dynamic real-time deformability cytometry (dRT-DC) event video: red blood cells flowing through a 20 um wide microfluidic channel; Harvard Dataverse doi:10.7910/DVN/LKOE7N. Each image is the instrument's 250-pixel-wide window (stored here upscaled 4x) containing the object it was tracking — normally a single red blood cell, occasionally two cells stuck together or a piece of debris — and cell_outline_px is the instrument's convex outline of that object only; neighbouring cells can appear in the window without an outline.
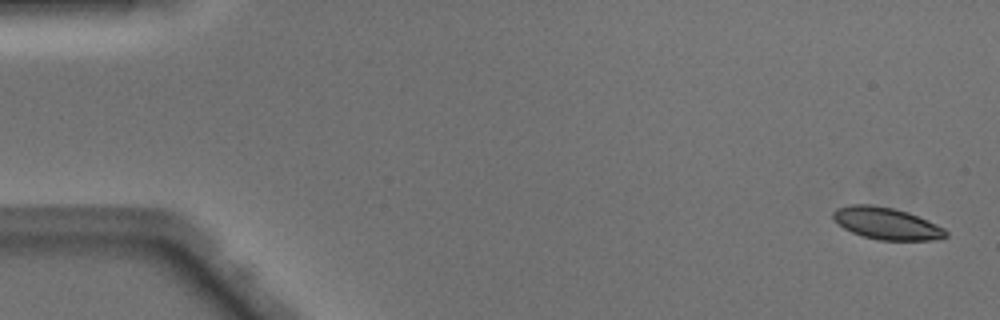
{"species": "Egyptian fruit bat (a non-hibernating species)", "species_latin": "Rousettus aegyptiacus", "temperature_condition": "warm", "stored_images_in_passage": 51, "camera_frame_rate_fps": 3000, "um_per_image_px": 0.085, "animal": {"sex": "male"}, "frame": {"image": 1, "passage_image": 2, "time_ms": 0.333, "image_size_px": [1000, 320], "cell_outline_px": [[948, 236], [932, 240], [880, 240], [864, 236], [852, 232], [844, 228], [832, 216], [832, 212], [836, 208], [852, 204], [872, 204], [892, 208], [908, 212], [936, 224], [944, 228], [948, 232]], "centroid_in_image_um": [75.36, 18.98], "position_along_channel_um": 9.6, "area_um2": 20.81}}
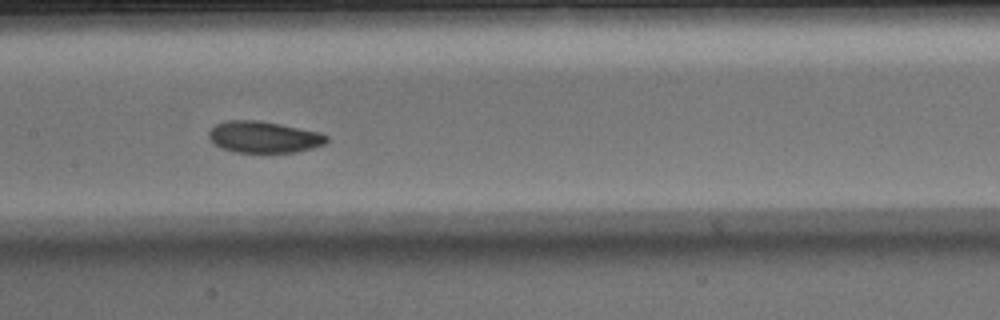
{"frame": {"image": 2, "passage_image": 25, "time_ms": 8.0, "image_size_px": [1000, 320], "cell_outline_px": [[328, 140], [324, 144], [312, 148], [296, 152], [236, 152], [220, 148], [208, 136], [208, 132], [216, 124], [228, 120], [260, 120], [320, 132], [328, 136]], "centroid_in_image_um": [22.43, 11.64], "position_along_channel_um": 185.0, "area_um2": 21.56}}
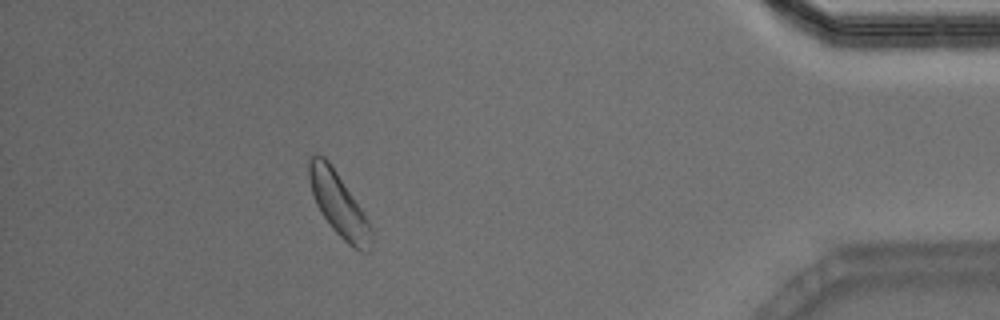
{"frame": {"image": 3, "passage_image": 45, "time_ms": 14.667, "image_size_px": [1000, 320], "cell_outline_px": [[372, 244], [368, 252], [360, 252], [352, 248], [332, 228], [320, 212], [316, 204], [312, 192], [308, 176], [308, 160], [316, 152], [324, 156], [328, 160], [368, 220], [372, 232]], "centroid_in_image_um": [28.77, 17.39], "position_along_channel_um": 406.4, "area_um2": 22.77}, "authors_computed_cell_mechanics": {"area_um2": 21.8484, "velocity_mm_per_s": 4.06, "shape_relaxation_time_tau1_ms": 3.8381, "shape_relaxation_time_tau2_ms": 9.0144, "deformation_change_tau1": 0.1076, "deformation_change_tau2": 0.1167}}